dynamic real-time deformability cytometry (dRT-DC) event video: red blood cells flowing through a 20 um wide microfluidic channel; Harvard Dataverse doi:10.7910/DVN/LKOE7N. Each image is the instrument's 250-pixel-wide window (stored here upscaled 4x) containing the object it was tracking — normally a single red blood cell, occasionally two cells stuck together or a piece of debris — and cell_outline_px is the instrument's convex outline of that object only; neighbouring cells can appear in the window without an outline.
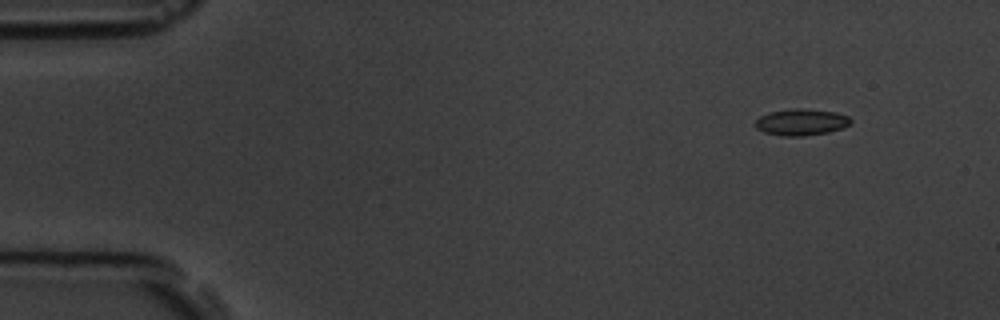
{"species": "common noctule bat (a hibernating species)", "species_latin": "Nyctalus noctula", "temperature_condition": "room temperature", "stored_images_in_passage": 5, "segment_of_instrument_passage": [2, 2], "camera_frame_rate_fps": 3000, "um_per_image_px": 0.085, "animal": {"sex": "male", "body_mass_g": 19.5, "forearm_length_mm": 54.6}, "frame": {"image": 1, "passage_image": 5, "time_ms": 4.667, "image_size_px": [1000, 320], "cell_outline_px": [[852, 124], [844, 128], [828, 132], [804, 136], [784, 136], [764, 132], [756, 128], [756, 120], [760, 116], [768, 112], [792, 108], [800, 108], [836, 112], [848, 116], [852, 120]], "centroid_in_image_um": [68.14, 10.38], "position_along_channel_um": 16.9, "area_um2": 14.85}}